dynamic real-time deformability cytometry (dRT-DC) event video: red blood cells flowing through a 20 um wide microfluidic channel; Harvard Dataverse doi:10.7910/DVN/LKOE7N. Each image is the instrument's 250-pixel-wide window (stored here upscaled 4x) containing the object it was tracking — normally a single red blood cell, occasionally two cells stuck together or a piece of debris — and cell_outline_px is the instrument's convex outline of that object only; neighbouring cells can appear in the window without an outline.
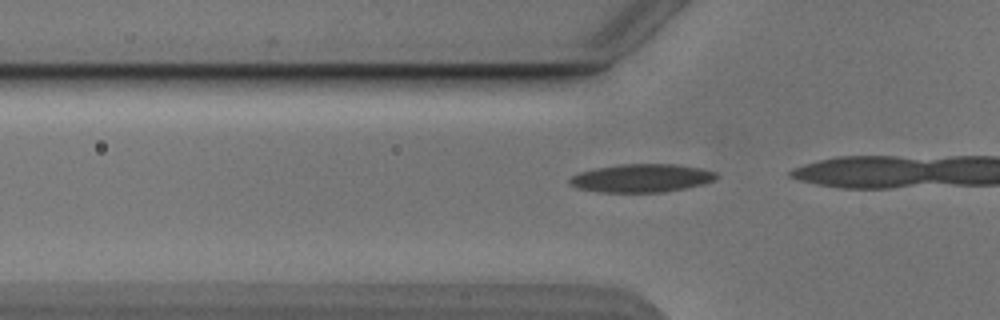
{"species": "Egyptian fruit bat (a non-hibernating species)", "species_latin": "Rousettus aegyptiacus", "temperature_condition": "cold", "stored_images_in_passage": 9, "camera_frame_rate_fps": 3000, "um_per_image_px": 0.085, "animal": {"sex": "male"}, "frame": {"image": 1, "passage_image": 3, "time_ms": 0.667, "image_size_px": [1000, 320], "cell_outline_px": [[716, 176], [712, 180], [704, 184], [664, 192], [600, 192], [576, 188], [568, 180], [572, 176], [580, 172], [596, 168], [620, 164], [676, 164], [700, 168], [716, 172]], "centroid_in_image_um": [54.51, 15.14], "position_along_channel_um": 71.3, "area_um2": 23.93}}